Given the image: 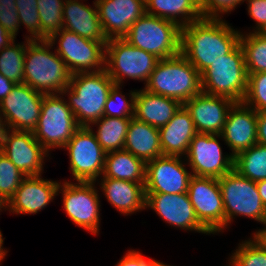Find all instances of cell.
Masks as SVG:
<instances>
[{
  "label": "cell",
  "instance_id": "obj_1",
  "mask_svg": "<svg viewBox=\"0 0 266 266\" xmlns=\"http://www.w3.org/2000/svg\"><path fill=\"white\" fill-rule=\"evenodd\" d=\"M231 25L225 18L203 17L181 28V54L200 74L240 43V29Z\"/></svg>",
  "mask_w": 266,
  "mask_h": 266
},
{
  "label": "cell",
  "instance_id": "obj_2",
  "mask_svg": "<svg viewBox=\"0 0 266 266\" xmlns=\"http://www.w3.org/2000/svg\"><path fill=\"white\" fill-rule=\"evenodd\" d=\"M48 40L26 44L24 83L45 95L61 94L69 86L72 73Z\"/></svg>",
  "mask_w": 266,
  "mask_h": 266
},
{
  "label": "cell",
  "instance_id": "obj_3",
  "mask_svg": "<svg viewBox=\"0 0 266 266\" xmlns=\"http://www.w3.org/2000/svg\"><path fill=\"white\" fill-rule=\"evenodd\" d=\"M114 85L105 69L72 74L69 86L61 94L80 127H89L103 116L105 103Z\"/></svg>",
  "mask_w": 266,
  "mask_h": 266
},
{
  "label": "cell",
  "instance_id": "obj_4",
  "mask_svg": "<svg viewBox=\"0 0 266 266\" xmlns=\"http://www.w3.org/2000/svg\"><path fill=\"white\" fill-rule=\"evenodd\" d=\"M143 88L184 104L202 92L201 74L180 53L171 58L158 60Z\"/></svg>",
  "mask_w": 266,
  "mask_h": 266
},
{
  "label": "cell",
  "instance_id": "obj_5",
  "mask_svg": "<svg viewBox=\"0 0 266 266\" xmlns=\"http://www.w3.org/2000/svg\"><path fill=\"white\" fill-rule=\"evenodd\" d=\"M123 39L159 60L181 53V28L172 21L147 13L130 26Z\"/></svg>",
  "mask_w": 266,
  "mask_h": 266
},
{
  "label": "cell",
  "instance_id": "obj_6",
  "mask_svg": "<svg viewBox=\"0 0 266 266\" xmlns=\"http://www.w3.org/2000/svg\"><path fill=\"white\" fill-rule=\"evenodd\" d=\"M245 55L239 43L201 73L202 92L242 102L247 91Z\"/></svg>",
  "mask_w": 266,
  "mask_h": 266
},
{
  "label": "cell",
  "instance_id": "obj_7",
  "mask_svg": "<svg viewBox=\"0 0 266 266\" xmlns=\"http://www.w3.org/2000/svg\"><path fill=\"white\" fill-rule=\"evenodd\" d=\"M218 180L225 211V230H229L236 217L252 219L262 225L266 223V207L255 181L241 176L234 169Z\"/></svg>",
  "mask_w": 266,
  "mask_h": 266
},
{
  "label": "cell",
  "instance_id": "obj_8",
  "mask_svg": "<svg viewBox=\"0 0 266 266\" xmlns=\"http://www.w3.org/2000/svg\"><path fill=\"white\" fill-rule=\"evenodd\" d=\"M158 60L123 38L108 39L106 44L105 70L116 85L124 86L126 81L135 80L145 86Z\"/></svg>",
  "mask_w": 266,
  "mask_h": 266
},
{
  "label": "cell",
  "instance_id": "obj_9",
  "mask_svg": "<svg viewBox=\"0 0 266 266\" xmlns=\"http://www.w3.org/2000/svg\"><path fill=\"white\" fill-rule=\"evenodd\" d=\"M95 182H82L63 179L60 181L57 196H62V207L67 217L79 228L93 235H99L101 223V197ZM101 195V196H100Z\"/></svg>",
  "mask_w": 266,
  "mask_h": 266
},
{
  "label": "cell",
  "instance_id": "obj_10",
  "mask_svg": "<svg viewBox=\"0 0 266 266\" xmlns=\"http://www.w3.org/2000/svg\"><path fill=\"white\" fill-rule=\"evenodd\" d=\"M79 127L62 94L43 96L38 125L33 134L50 155L54 149L62 150Z\"/></svg>",
  "mask_w": 266,
  "mask_h": 266
},
{
  "label": "cell",
  "instance_id": "obj_11",
  "mask_svg": "<svg viewBox=\"0 0 266 266\" xmlns=\"http://www.w3.org/2000/svg\"><path fill=\"white\" fill-rule=\"evenodd\" d=\"M48 41L72 74L105 69L107 43L89 40L65 29L54 34Z\"/></svg>",
  "mask_w": 266,
  "mask_h": 266
},
{
  "label": "cell",
  "instance_id": "obj_12",
  "mask_svg": "<svg viewBox=\"0 0 266 266\" xmlns=\"http://www.w3.org/2000/svg\"><path fill=\"white\" fill-rule=\"evenodd\" d=\"M63 150L69 157L71 181L96 182L102 176L106 152L89 127H79Z\"/></svg>",
  "mask_w": 266,
  "mask_h": 266
},
{
  "label": "cell",
  "instance_id": "obj_13",
  "mask_svg": "<svg viewBox=\"0 0 266 266\" xmlns=\"http://www.w3.org/2000/svg\"><path fill=\"white\" fill-rule=\"evenodd\" d=\"M221 134L197 133L185 156L192 175L218 179L234 169V156L223 152Z\"/></svg>",
  "mask_w": 266,
  "mask_h": 266
},
{
  "label": "cell",
  "instance_id": "obj_14",
  "mask_svg": "<svg viewBox=\"0 0 266 266\" xmlns=\"http://www.w3.org/2000/svg\"><path fill=\"white\" fill-rule=\"evenodd\" d=\"M199 222L214 236L225 231V211L219 180L192 175L187 191Z\"/></svg>",
  "mask_w": 266,
  "mask_h": 266
},
{
  "label": "cell",
  "instance_id": "obj_15",
  "mask_svg": "<svg viewBox=\"0 0 266 266\" xmlns=\"http://www.w3.org/2000/svg\"><path fill=\"white\" fill-rule=\"evenodd\" d=\"M185 157L162 155L146 163L145 193H187L192 176Z\"/></svg>",
  "mask_w": 266,
  "mask_h": 266
},
{
  "label": "cell",
  "instance_id": "obj_16",
  "mask_svg": "<svg viewBox=\"0 0 266 266\" xmlns=\"http://www.w3.org/2000/svg\"><path fill=\"white\" fill-rule=\"evenodd\" d=\"M145 210H152L174 229L211 235L197 219L187 193H146Z\"/></svg>",
  "mask_w": 266,
  "mask_h": 266
},
{
  "label": "cell",
  "instance_id": "obj_17",
  "mask_svg": "<svg viewBox=\"0 0 266 266\" xmlns=\"http://www.w3.org/2000/svg\"><path fill=\"white\" fill-rule=\"evenodd\" d=\"M44 95L25 83L15 84L0 103L8 129L33 132L38 125Z\"/></svg>",
  "mask_w": 266,
  "mask_h": 266
},
{
  "label": "cell",
  "instance_id": "obj_18",
  "mask_svg": "<svg viewBox=\"0 0 266 266\" xmlns=\"http://www.w3.org/2000/svg\"><path fill=\"white\" fill-rule=\"evenodd\" d=\"M2 152L25 176L44 173L45 161L52 159L33 132L8 129L0 146ZM49 157V158H48Z\"/></svg>",
  "mask_w": 266,
  "mask_h": 266
},
{
  "label": "cell",
  "instance_id": "obj_19",
  "mask_svg": "<svg viewBox=\"0 0 266 266\" xmlns=\"http://www.w3.org/2000/svg\"><path fill=\"white\" fill-rule=\"evenodd\" d=\"M59 181L45 179L42 175L26 176L8 201L9 214H38L56 199Z\"/></svg>",
  "mask_w": 266,
  "mask_h": 266
},
{
  "label": "cell",
  "instance_id": "obj_20",
  "mask_svg": "<svg viewBox=\"0 0 266 266\" xmlns=\"http://www.w3.org/2000/svg\"><path fill=\"white\" fill-rule=\"evenodd\" d=\"M235 102L224 96L201 92L183 106L190 113L197 133L222 134L229 109Z\"/></svg>",
  "mask_w": 266,
  "mask_h": 266
},
{
  "label": "cell",
  "instance_id": "obj_21",
  "mask_svg": "<svg viewBox=\"0 0 266 266\" xmlns=\"http://www.w3.org/2000/svg\"><path fill=\"white\" fill-rule=\"evenodd\" d=\"M224 145L235 157L257 143V111L243 102L229 109L222 131Z\"/></svg>",
  "mask_w": 266,
  "mask_h": 266
},
{
  "label": "cell",
  "instance_id": "obj_22",
  "mask_svg": "<svg viewBox=\"0 0 266 266\" xmlns=\"http://www.w3.org/2000/svg\"><path fill=\"white\" fill-rule=\"evenodd\" d=\"M95 3L107 39L123 38L146 13L145 0H95Z\"/></svg>",
  "mask_w": 266,
  "mask_h": 266
},
{
  "label": "cell",
  "instance_id": "obj_23",
  "mask_svg": "<svg viewBox=\"0 0 266 266\" xmlns=\"http://www.w3.org/2000/svg\"><path fill=\"white\" fill-rule=\"evenodd\" d=\"M98 189L107 202L120 213L130 216L145 210V183H136L113 178H99L96 182Z\"/></svg>",
  "mask_w": 266,
  "mask_h": 266
},
{
  "label": "cell",
  "instance_id": "obj_24",
  "mask_svg": "<svg viewBox=\"0 0 266 266\" xmlns=\"http://www.w3.org/2000/svg\"><path fill=\"white\" fill-rule=\"evenodd\" d=\"M86 0H65L63 7V29L74 32L83 38L107 43L95 0L90 6Z\"/></svg>",
  "mask_w": 266,
  "mask_h": 266
},
{
  "label": "cell",
  "instance_id": "obj_25",
  "mask_svg": "<svg viewBox=\"0 0 266 266\" xmlns=\"http://www.w3.org/2000/svg\"><path fill=\"white\" fill-rule=\"evenodd\" d=\"M196 134L190 113L182 105L172 119L159 128L162 154L185 157Z\"/></svg>",
  "mask_w": 266,
  "mask_h": 266
},
{
  "label": "cell",
  "instance_id": "obj_26",
  "mask_svg": "<svg viewBox=\"0 0 266 266\" xmlns=\"http://www.w3.org/2000/svg\"><path fill=\"white\" fill-rule=\"evenodd\" d=\"M179 101L137 89L134 100V118L155 128L166 125L182 106Z\"/></svg>",
  "mask_w": 266,
  "mask_h": 266
},
{
  "label": "cell",
  "instance_id": "obj_27",
  "mask_svg": "<svg viewBox=\"0 0 266 266\" xmlns=\"http://www.w3.org/2000/svg\"><path fill=\"white\" fill-rule=\"evenodd\" d=\"M124 150L145 163L162 156L159 129L134 117L129 122L124 143Z\"/></svg>",
  "mask_w": 266,
  "mask_h": 266
},
{
  "label": "cell",
  "instance_id": "obj_28",
  "mask_svg": "<svg viewBox=\"0 0 266 266\" xmlns=\"http://www.w3.org/2000/svg\"><path fill=\"white\" fill-rule=\"evenodd\" d=\"M146 13L176 23L180 28L203 18L198 0H145Z\"/></svg>",
  "mask_w": 266,
  "mask_h": 266
},
{
  "label": "cell",
  "instance_id": "obj_29",
  "mask_svg": "<svg viewBox=\"0 0 266 266\" xmlns=\"http://www.w3.org/2000/svg\"><path fill=\"white\" fill-rule=\"evenodd\" d=\"M146 163L126 150L106 153L104 170L100 178H113L145 183Z\"/></svg>",
  "mask_w": 266,
  "mask_h": 266
},
{
  "label": "cell",
  "instance_id": "obj_30",
  "mask_svg": "<svg viewBox=\"0 0 266 266\" xmlns=\"http://www.w3.org/2000/svg\"><path fill=\"white\" fill-rule=\"evenodd\" d=\"M131 118H113L102 116L89 128L95 134L102 149L107 153L123 150L127 129ZM96 127V131L95 128Z\"/></svg>",
  "mask_w": 266,
  "mask_h": 266
},
{
  "label": "cell",
  "instance_id": "obj_31",
  "mask_svg": "<svg viewBox=\"0 0 266 266\" xmlns=\"http://www.w3.org/2000/svg\"><path fill=\"white\" fill-rule=\"evenodd\" d=\"M234 170L251 181L266 179V146L256 143L234 157Z\"/></svg>",
  "mask_w": 266,
  "mask_h": 266
},
{
  "label": "cell",
  "instance_id": "obj_32",
  "mask_svg": "<svg viewBox=\"0 0 266 266\" xmlns=\"http://www.w3.org/2000/svg\"><path fill=\"white\" fill-rule=\"evenodd\" d=\"M29 39L16 43L15 39L0 51V74L15 84L24 83V62L26 44Z\"/></svg>",
  "mask_w": 266,
  "mask_h": 266
},
{
  "label": "cell",
  "instance_id": "obj_33",
  "mask_svg": "<svg viewBox=\"0 0 266 266\" xmlns=\"http://www.w3.org/2000/svg\"><path fill=\"white\" fill-rule=\"evenodd\" d=\"M240 44L245 55L247 74L266 72V32L241 33Z\"/></svg>",
  "mask_w": 266,
  "mask_h": 266
},
{
  "label": "cell",
  "instance_id": "obj_34",
  "mask_svg": "<svg viewBox=\"0 0 266 266\" xmlns=\"http://www.w3.org/2000/svg\"><path fill=\"white\" fill-rule=\"evenodd\" d=\"M65 0H37L41 24V40H48L63 29Z\"/></svg>",
  "mask_w": 266,
  "mask_h": 266
},
{
  "label": "cell",
  "instance_id": "obj_35",
  "mask_svg": "<svg viewBox=\"0 0 266 266\" xmlns=\"http://www.w3.org/2000/svg\"><path fill=\"white\" fill-rule=\"evenodd\" d=\"M124 86L114 85L109 93L103 116L113 118H133L134 117V100L137 89L129 90L127 95L123 94ZM129 97V98H128Z\"/></svg>",
  "mask_w": 266,
  "mask_h": 266
},
{
  "label": "cell",
  "instance_id": "obj_36",
  "mask_svg": "<svg viewBox=\"0 0 266 266\" xmlns=\"http://www.w3.org/2000/svg\"><path fill=\"white\" fill-rule=\"evenodd\" d=\"M226 264V266H266V251L249 237L238 243L236 250L229 254Z\"/></svg>",
  "mask_w": 266,
  "mask_h": 266
},
{
  "label": "cell",
  "instance_id": "obj_37",
  "mask_svg": "<svg viewBox=\"0 0 266 266\" xmlns=\"http://www.w3.org/2000/svg\"><path fill=\"white\" fill-rule=\"evenodd\" d=\"M37 7V0H16L20 27L24 26V29H27L25 39L41 40V24Z\"/></svg>",
  "mask_w": 266,
  "mask_h": 266
},
{
  "label": "cell",
  "instance_id": "obj_38",
  "mask_svg": "<svg viewBox=\"0 0 266 266\" xmlns=\"http://www.w3.org/2000/svg\"><path fill=\"white\" fill-rule=\"evenodd\" d=\"M26 176L0 152V194L8 202Z\"/></svg>",
  "mask_w": 266,
  "mask_h": 266
},
{
  "label": "cell",
  "instance_id": "obj_39",
  "mask_svg": "<svg viewBox=\"0 0 266 266\" xmlns=\"http://www.w3.org/2000/svg\"><path fill=\"white\" fill-rule=\"evenodd\" d=\"M242 102L257 112H266V72L248 74L247 91Z\"/></svg>",
  "mask_w": 266,
  "mask_h": 266
},
{
  "label": "cell",
  "instance_id": "obj_40",
  "mask_svg": "<svg viewBox=\"0 0 266 266\" xmlns=\"http://www.w3.org/2000/svg\"><path fill=\"white\" fill-rule=\"evenodd\" d=\"M198 3L203 17L224 18L242 5L244 0H198Z\"/></svg>",
  "mask_w": 266,
  "mask_h": 266
},
{
  "label": "cell",
  "instance_id": "obj_41",
  "mask_svg": "<svg viewBox=\"0 0 266 266\" xmlns=\"http://www.w3.org/2000/svg\"><path fill=\"white\" fill-rule=\"evenodd\" d=\"M0 25L15 39L19 33L20 21L16 0H0Z\"/></svg>",
  "mask_w": 266,
  "mask_h": 266
},
{
  "label": "cell",
  "instance_id": "obj_42",
  "mask_svg": "<svg viewBox=\"0 0 266 266\" xmlns=\"http://www.w3.org/2000/svg\"><path fill=\"white\" fill-rule=\"evenodd\" d=\"M247 4V14L252 18L255 25L248 28V31L241 33H265L266 32V0H244Z\"/></svg>",
  "mask_w": 266,
  "mask_h": 266
},
{
  "label": "cell",
  "instance_id": "obj_43",
  "mask_svg": "<svg viewBox=\"0 0 266 266\" xmlns=\"http://www.w3.org/2000/svg\"><path fill=\"white\" fill-rule=\"evenodd\" d=\"M141 251L130 249L117 261L115 266H160L161 261L151 257H145Z\"/></svg>",
  "mask_w": 266,
  "mask_h": 266
},
{
  "label": "cell",
  "instance_id": "obj_44",
  "mask_svg": "<svg viewBox=\"0 0 266 266\" xmlns=\"http://www.w3.org/2000/svg\"><path fill=\"white\" fill-rule=\"evenodd\" d=\"M257 143L266 146V112H257Z\"/></svg>",
  "mask_w": 266,
  "mask_h": 266
},
{
  "label": "cell",
  "instance_id": "obj_45",
  "mask_svg": "<svg viewBox=\"0 0 266 266\" xmlns=\"http://www.w3.org/2000/svg\"><path fill=\"white\" fill-rule=\"evenodd\" d=\"M250 238L266 251V223L251 233Z\"/></svg>",
  "mask_w": 266,
  "mask_h": 266
},
{
  "label": "cell",
  "instance_id": "obj_46",
  "mask_svg": "<svg viewBox=\"0 0 266 266\" xmlns=\"http://www.w3.org/2000/svg\"><path fill=\"white\" fill-rule=\"evenodd\" d=\"M14 86V82L0 74V103L9 95Z\"/></svg>",
  "mask_w": 266,
  "mask_h": 266
},
{
  "label": "cell",
  "instance_id": "obj_47",
  "mask_svg": "<svg viewBox=\"0 0 266 266\" xmlns=\"http://www.w3.org/2000/svg\"><path fill=\"white\" fill-rule=\"evenodd\" d=\"M15 40L1 25H0V51Z\"/></svg>",
  "mask_w": 266,
  "mask_h": 266
},
{
  "label": "cell",
  "instance_id": "obj_48",
  "mask_svg": "<svg viewBox=\"0 0 266 266\" xmlns=\"http://www.w3.org/2000/svg\"><path fill=\"white\" fill-rule=\"evenodd\" d=\"M258 193L262 199L263 205L266 207V179L256 182Z\"/></svg>",
  "mask_w": 266,
  "mask_h": 266
},
{
  "label": "cell",
  "instance_id": "obj_49",
  "mask_svg": "<svg viewBox=\"0 0 266 266\" xmlns=\"http://www.w3.org/2000/svg\"><path fill=\"white\" fill-rule=\"evenodd\" d=\"M6 238H3V233L0 230V266H2V262L4 261V259H6V256H8V249H6V247H4V241Z\"/></svg>",
  "mask_w": 266,
  "mask_h": 266
},
{
  "label": "cell",
  "instance_id": "obj_50",
  "mask_svg": "<svg viewBox=\"0 0 266 266\" xmlns=\"http://www.w3.org/2000/svg\"><path fill=\"white\" fill-rule=\"evenodd\" d=\"M7 130H8V127H7L5 118L3 114L0 112V146H1V143L3 142V138L5 137Z\"/></svg>",
  "mask_w": 266,
  "mask_h": 266
},
{
  "label": "cell",
  "instance_id": "obj_51",
  "mask_svg": "<svg viewBox=\"0 0 266 266\" xmlns=\"http://www.w3.org/2000/svg\"><path fill=\"white\" fill-rule=\"evenodd\" d=\"M8 211V202L4 199V197L0 194V215L1 212Z\"/></svg>",
  "mask_w": 266,
  "mask_h": 266
},
{
  "label": "cell",
  "instance_id": "obj_52",
  "mask_svg": "<svg viewBox=\"0 0 266 266\" xmlns=\"http://www.w3.org/2000/svg\"><path fill=\"white\" fill-rule=\"evenodd\" d=\"M160 266H174V265H168L167 263H163V261H162Z\"/></svg>",
  "mask_w": 266,
  "mask_h": 266
}]
</instances>
